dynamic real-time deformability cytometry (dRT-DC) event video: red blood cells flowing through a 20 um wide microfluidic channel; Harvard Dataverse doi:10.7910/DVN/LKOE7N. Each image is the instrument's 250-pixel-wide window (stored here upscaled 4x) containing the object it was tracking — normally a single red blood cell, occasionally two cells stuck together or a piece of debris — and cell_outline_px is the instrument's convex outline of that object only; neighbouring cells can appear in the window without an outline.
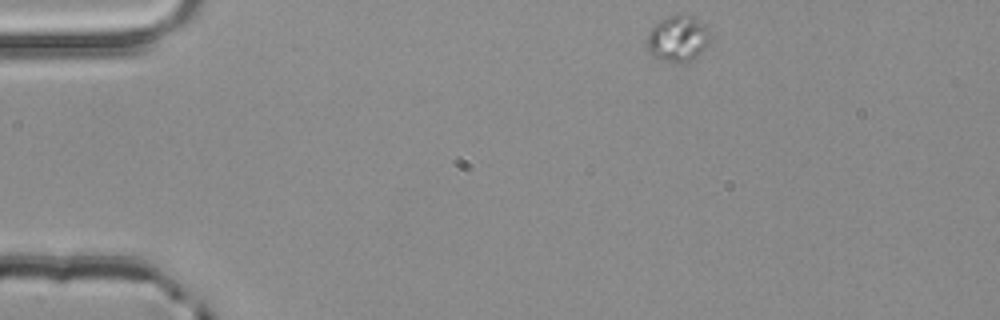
{"species": "common noctule bat (a hibernating species)", "species_latin": "Nyctalus noctula", "temperature_condition": "room temperature", "stored_images_in_passage": 2, "camera_frame_rate_fps": 3000, "um_per_image_px": 0.085, "animal": {"sex": "male", "body_mass_g": 20.4}, "frame": {"image": 1, "passage_image": 1, "time_ms": 0.0, "image_size_px": [1000, 320], "cell_outline_px": [[712, 36], [708, 44], [692, 60], [664, 60], [652, 56], [644, 48], [644, 44], [648, 32], [656, 24], [668, 16], [692, 16], [704, 24], [708, 28]], "centroid_in_image_um": [57.58, 3.27], "position_along_channel_um": 27.4, "area_um2": 16.7}}